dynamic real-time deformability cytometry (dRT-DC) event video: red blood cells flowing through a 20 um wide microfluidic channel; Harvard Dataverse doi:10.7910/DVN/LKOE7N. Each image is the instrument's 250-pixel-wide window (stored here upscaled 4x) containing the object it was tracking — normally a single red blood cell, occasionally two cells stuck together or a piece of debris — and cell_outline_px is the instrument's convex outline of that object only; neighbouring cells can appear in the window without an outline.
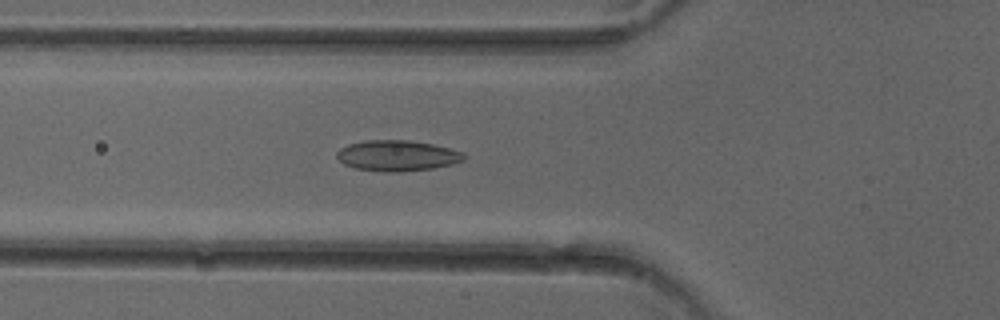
{"species": "common noctule bat (a hibernating species)", "species_latin": "Nyctalus noctula", "temperature_condition": "cold", "stored_images_in_passage": 50, "camera_frame_rate_fps": 3000, "um_per_image_px": 0.085, "animal": {"sex": "female"}, "frame": {"image": 1, "passage_image": 17, "time_ms": 5.333, "image_size_px": [1000, 320], "cell_outline_px": [[468, 156], [464, 160], [452, 164], [432, 168], [400, 172], [384, 172], [356, 168], [344, 164], [336, 156], [336, 152], [340, 148], [348, 144], [364, 140], [408, 140], [432, 144], [464, 152]], "centroid_in_image_um": [33.77, 13.23], "position_along_channel_um": 92.0, "area_um2": 22.83}}
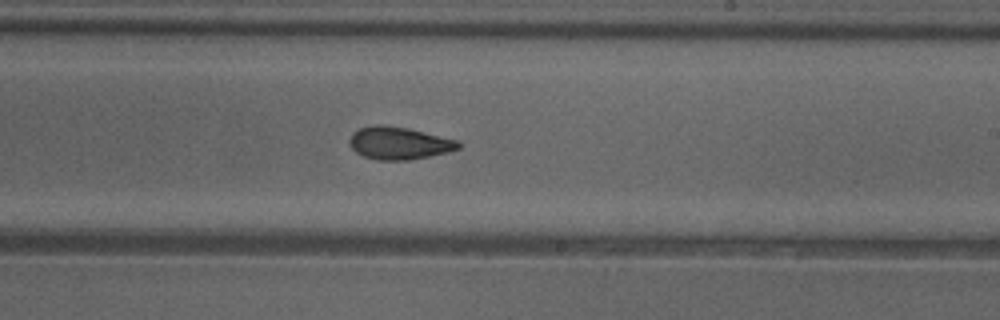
{"frame": {"image": 2, "passage_image": 29, "time_ms": 9.333, "image_size_px": [1000, 320], "cell_outline_px": [[460, 148], [448, 152], [408, 160], [376, 160], [364, 156], [356, 152], [348, 144], [348, 140], [352, 132], [360, 128], [372, 124], [384, 124], [408, 128], [460, 140]], "centroid_in_image_um": [33.9, 12.15], "position_along_channel_um": 255.1, "area_um2": 20.92}}
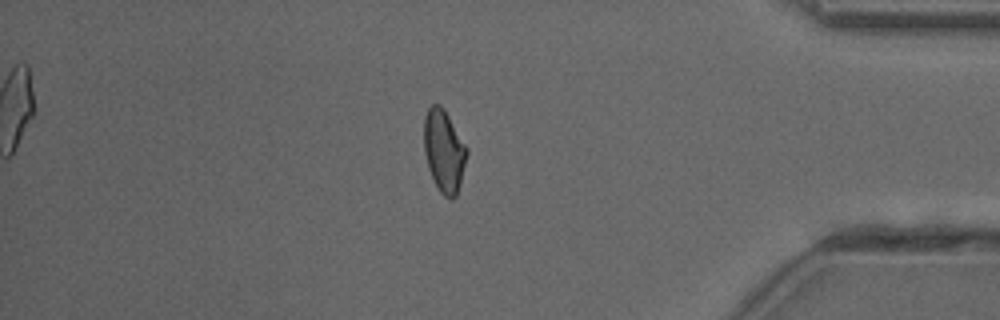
{"frame": {"image": 3, "passage_image": 42, "time_ms": 13.667, "image_size_px": [1000, 320], "cell_outline_px": [[468, 152], [460, 184], [456, 196], [452, 200], [444, 196], [440, 192], [428, 168], [424, 152], [424, 116], [428, 108], [432, 104], [440, 104], [444, 108], [468, 148]], "centroid_in_image_um": [37.74, 12.81], "position_along_channel_um": 397.5, "area_um2": 20.63}}